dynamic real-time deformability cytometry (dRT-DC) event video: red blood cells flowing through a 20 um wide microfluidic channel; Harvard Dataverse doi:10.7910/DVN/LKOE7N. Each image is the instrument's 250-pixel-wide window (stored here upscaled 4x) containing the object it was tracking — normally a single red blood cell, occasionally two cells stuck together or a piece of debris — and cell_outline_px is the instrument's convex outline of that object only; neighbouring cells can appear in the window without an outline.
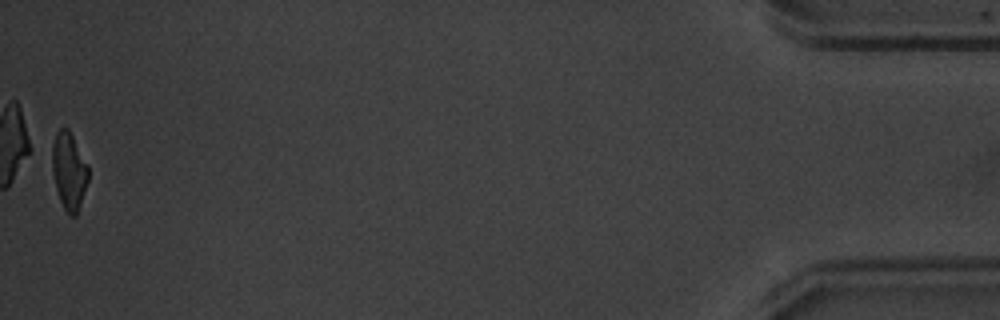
{"species": "common noctule bat (a hibernating species)", "species_latin": "Nyctalus noctula", "temperature_condition": "warm", "stored_images_in_passage": 49, "camera_frame_rate_fps": 3000, "um_per_image_px": 0.085, "animal": {"sex": "male", "body_mass_g": 20.1, "forearm_length_mm": 53.5}, "frame": {"image": 1, "passage_image": 49, "time_ms": 16.0, "image_size_px": [1000, 320], "cell_outline_px": [[88, 180], [76, 216], [68, 216], [60, 200], [56, 188], [52, 172], [52, 144], [56, 132], [60, 128], [68, 128], [88, 164]], "centroid_in_image_um": [5.86, 14.52], "position_along_channel_um": 429.3, "area_um2": 16.24}, "authors_computed_cell_mechanics": {"area_um2": 17.5712, "velocity_mm_per_s": 3.8486, "shape_relaxation_time_tau1_ms": 5.8946, "shape_relaxation_time_tau2_ms": 2.3161, "deformation_change_tau1": 0.1864, "deformation_change_tau2": 0.0848}}